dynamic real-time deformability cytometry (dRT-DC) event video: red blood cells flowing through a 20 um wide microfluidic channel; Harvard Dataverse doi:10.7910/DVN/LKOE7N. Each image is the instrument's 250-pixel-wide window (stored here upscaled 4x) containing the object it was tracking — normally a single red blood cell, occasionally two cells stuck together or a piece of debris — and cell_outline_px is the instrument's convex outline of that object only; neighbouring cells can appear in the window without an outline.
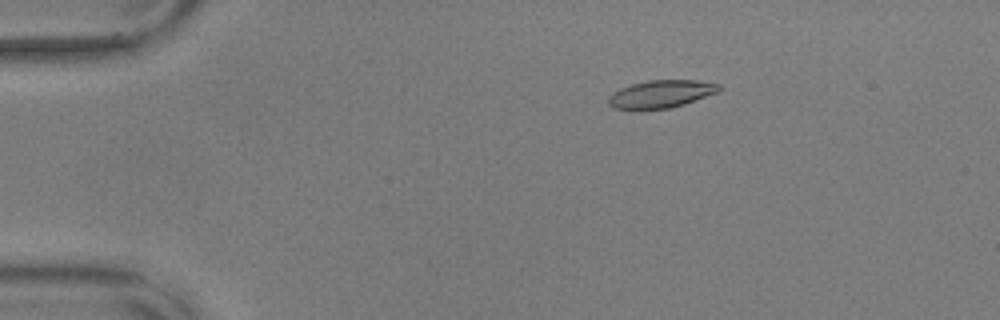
{"species": "common noctule bat (a hibernating species)", "species_latin": "Nyctalus noctula", "temperature_condition": "warm", "stored_images_in_passage": 57, "camera_frame_rate_fps": 3000, "um_per_image_px": 0.085, "animal": {"sex": "male", "body_mass_g": 17.9, "forearm_length_mm": 54.2}, "frame": {"image": 1, "passage_image": 11, "time_ms": 3.333, "image_size_px": [1000, 320], "cell_outline_px": [[720, 88], [716, 92], [684, 104], [668, 108], [612, 108], [608, 104], [608, 96], [612, 92], [620, 88], [632, 84], [648, 80], [696, 80], [720, 84]], "centroid_in_image_um": [56.15, 7.97], "position_along_channel_um": 28.9, "area_um2": 17.46}}
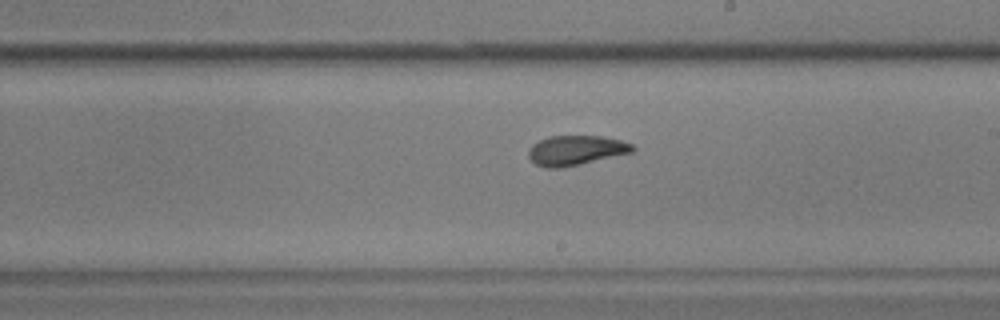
{"frame": {"image": 2, "passage_image": 34, "time_ms": 11.0, "image_size_px": [1000, 320], "cell_outline_px": [[636, 148], [632, 152], [580, 164], [560, 168], [544, 168], [536, 164], [528, 156], [528, 152], [532, 144], [548, 136], [600, 136], [620, 140], [632, 144]], "centroid_in_image_um": [48.93, 12.78], "position_along_channel_um": 240.1, "area_um2": 17.92}}
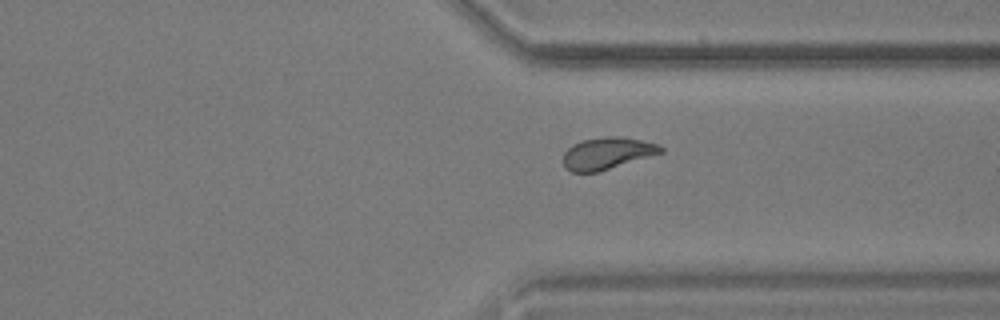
{"frame": {"image": 3, "passage_image": 44, "time_ms": 14.333, "image_size_px": [1000, 320], "cell_outline_px": [[664, 152], [596, 172], [572, 172], [564, 168], [564, 152], [572, 144], [584, 140], [604, 136], [620, 136], [660, 144], [664, 148]], "centroid_in_image_um": [51.61, 13.02], "position_along_channel_um": 359.8, "area_um2": 18.03}, "authors_computed_cell_mechanics": {"area_um2": 18.207, "velocity_mm_per_s": 3.5937, "shape_relaxation_time_tau1_ms": null, "shape_relaxation_time_tau2_ms": 2.0054, "deformation_change_tau1": null, "deformation_change_tau2": 0.0686}}